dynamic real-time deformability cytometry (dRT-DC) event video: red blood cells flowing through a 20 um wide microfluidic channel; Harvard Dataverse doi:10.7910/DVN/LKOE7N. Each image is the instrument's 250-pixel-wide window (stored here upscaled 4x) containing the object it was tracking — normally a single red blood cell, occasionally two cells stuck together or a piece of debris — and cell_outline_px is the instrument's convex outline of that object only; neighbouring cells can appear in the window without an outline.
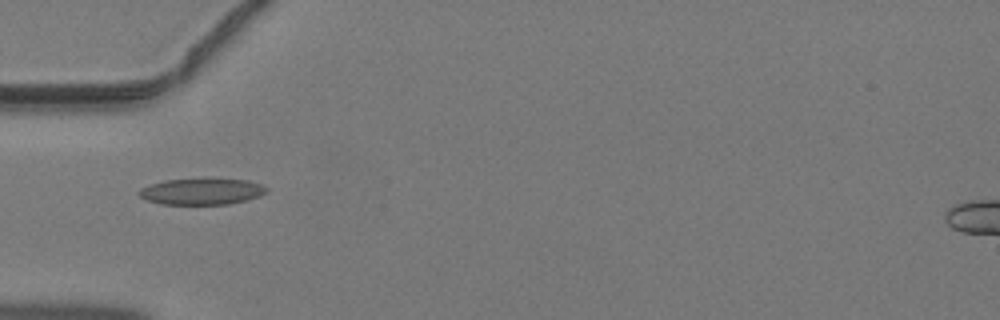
{"species": "common noctule bat (a hibernating species)", "species_latin": "Nyctalus noctula", "temperature_condition": "warm", "stored_images_in_passage": 32, "camera_frame_rate_fps": 3000, "um_per_image_px": 0.085, "animal": {"sex": "male", "body_mass_g": 19.2, "forearm_length_mm": 51.8}, "frame": {"image": 1, "passage_image": 2, "time_ms": 0.333, "image_size_px": [1000, 320], "cell_outline_px": [[268, 192], [260, 196], [248, 200], [228, 204], [160, 204], [148, 200], [140, 196], [136, 192], [140, 188], [164, 180], [204, 176], [208, 176], [248, 180], [260, 184], [268, 188]], "centroid_in_image_um": [17.18, 16.23], "position_along_channel_um": 67.8, "area_um2": 20.46}}
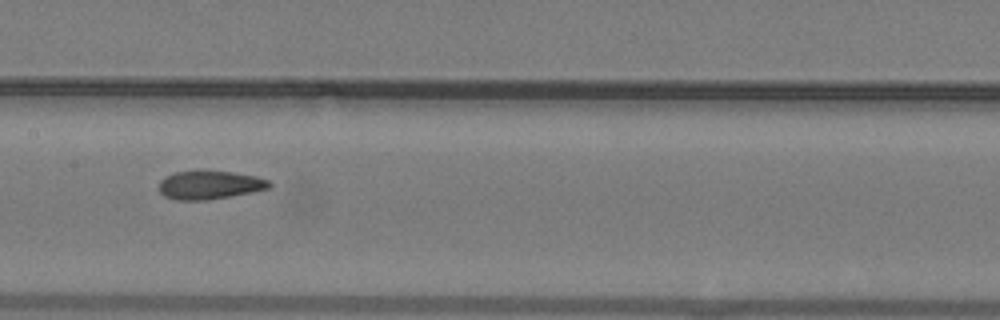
{"frame": {"image": 2, "passage_image": 10, "time_ms": 3.0, "image_size_px": [1000, 320], "cell_outline_px": [[272, 184], [268, 188], [252, 192], [232, 196], [208, 200], [176, 200], [164, 196], [160, 192], [160, 180], [164, 176], [176, 172], [232, 172], [256, 176], [268, 180]], "centroid_in_image_um": [17.82, 15.74], "position_along_channel_um": 189.6, "area_um2": 18.03}}
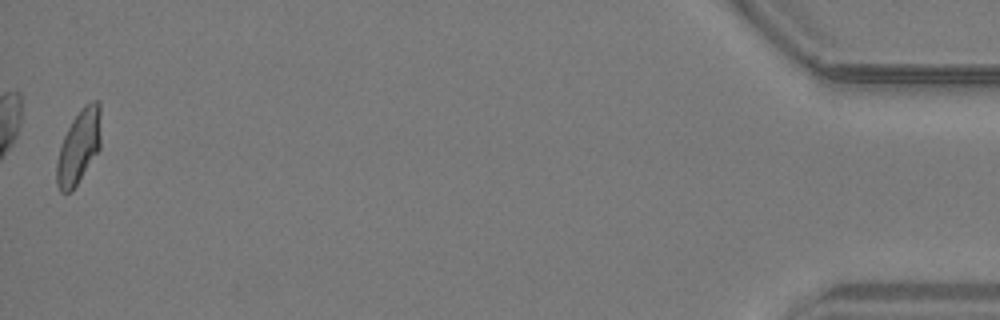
{"frame": {"image": 3, "passage_image": 32, "time_ms": 10.333, "image_size_px": [1000, 320], "cell_outline_px": [[100, 148], [72, 192], [60, 192], [56, 184], [56, 164], [60, 148], [64, 136], [72, 120], [80, 108], [84, 104], [92, 100], [100, 100]], "centroid_in_image_um": [6.7, 12.45], "position_along_channel_um": 428.5, "area_um2": 19.13}}